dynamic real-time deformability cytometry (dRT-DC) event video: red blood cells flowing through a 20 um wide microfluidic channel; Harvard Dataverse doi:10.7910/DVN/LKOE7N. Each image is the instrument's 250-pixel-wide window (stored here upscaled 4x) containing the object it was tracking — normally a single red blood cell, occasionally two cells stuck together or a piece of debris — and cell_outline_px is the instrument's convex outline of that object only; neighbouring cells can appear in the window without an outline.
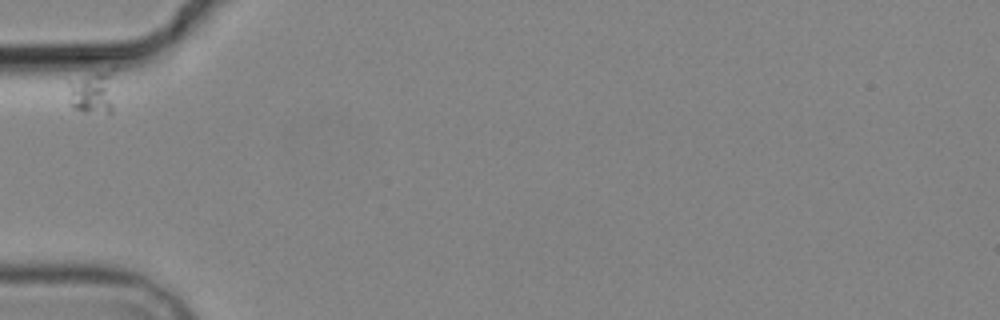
{"species": "common noctule bat (a hibernating species)", "species_latin": "Nyctalus noctula", "temperature_condition": "cold", "stored_images_in_passage": 7, "camera_frame_rate_fps": 3000, "um_per_image_px": 0.085, "animal": {"sex": "male", "body_mass_g": 19.2, "forearm_length_mm": 51.8}, "frame": {"image": 1, "passage_image": 1, "time_ms": 0.0, "image_size_px": [1000, 320], "cell_outline_px": [[112, 112], [84, 112], [72, 108], [68, 104], [72, 88], [96, 72], [112, 68]], "centroid_in_image_um": [7.95, 7.94], "position_along_channel_um": 77.0, "area_um2": 10.52}}
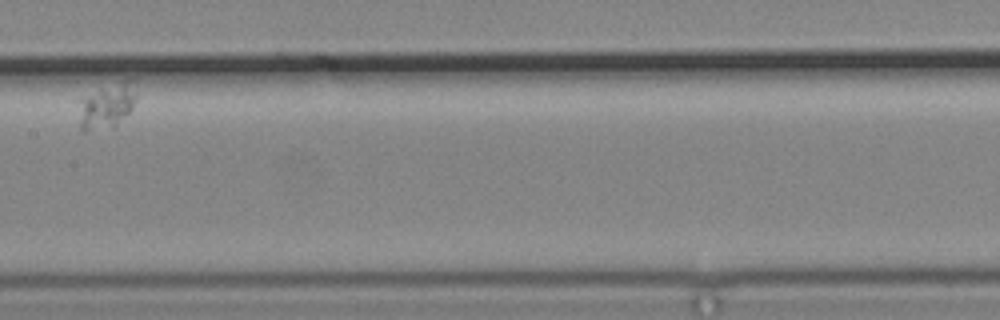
{"frame": {"image": 2, "passage_image": 5, "time_ms": 4.667, "image_size_px": [1000, 320], "cell_outline_px": [[136, 100], [132, 108], [112, 128], [84, 132], [80, 132], [76, 100], [128, 80], [132, 80], [136, 96]], "centroid_in_image_um": [8.99, 9.09], "position_along_channel_um": 198.4, "area_um2": 14.85}}
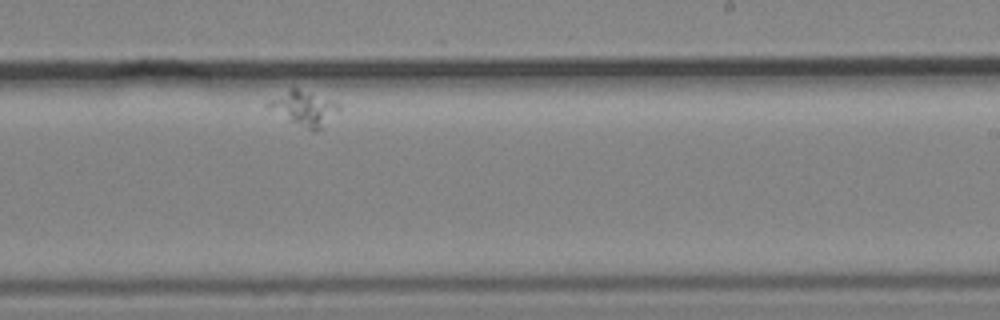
{"frame": {"image": 3, "passage_image": 7, "time_ms": 7.0, "image_size_px": [1000, 320], "cell_outline_px": [[340, 108], [316, 132], [312, 132], [264, 108], [264, 104], [292, 88], [296, 88], [332, 100], [340, 104]], "centroid_in_image_um": [25.79, 9.23], "position_along_channel_um": 263.2, "area_um2": 13.93}}